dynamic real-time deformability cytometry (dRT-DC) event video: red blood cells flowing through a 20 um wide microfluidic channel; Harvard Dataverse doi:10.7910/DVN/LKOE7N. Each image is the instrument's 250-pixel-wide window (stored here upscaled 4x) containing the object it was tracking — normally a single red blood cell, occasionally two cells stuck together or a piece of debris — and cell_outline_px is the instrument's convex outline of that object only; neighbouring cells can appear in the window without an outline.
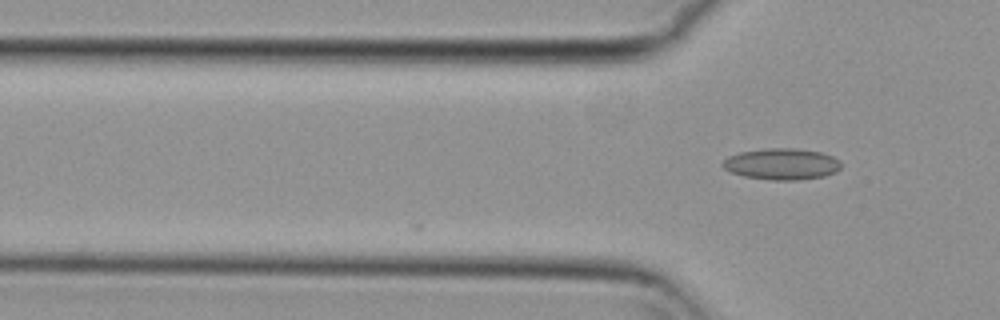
{"species": "common noctule bat (a hibernating species)", "species_latin": "Nyctalus noctula", "temperature_condition": "cold", "stored_images_in_passage": 3, "camera_frame_rate_fps": 3000, "um_per_image_px": 0.085, "animal": {"sex": "female", "body_mass_g": 29.2, "forearm_length_mm": 56.3}, "frame": {"image": 1, "passage_image": 3, "time_ms": 0.667, "image_size_px": [1000, 320], "cell_outline_px": [[840, 168], [836, 172], [824, 176], [796, 180], [772, 180], [744, 176], [732, 172], [724, 168], [720, 164], [728, 156], [740, 152], [764, 148], [796, 148], [820, 152], [832, 156], [840, 160]], "centroid_in_image_um": [66.44, 13.93], "position_along_channel_um": 59.4, "area_um2": 21.62}}